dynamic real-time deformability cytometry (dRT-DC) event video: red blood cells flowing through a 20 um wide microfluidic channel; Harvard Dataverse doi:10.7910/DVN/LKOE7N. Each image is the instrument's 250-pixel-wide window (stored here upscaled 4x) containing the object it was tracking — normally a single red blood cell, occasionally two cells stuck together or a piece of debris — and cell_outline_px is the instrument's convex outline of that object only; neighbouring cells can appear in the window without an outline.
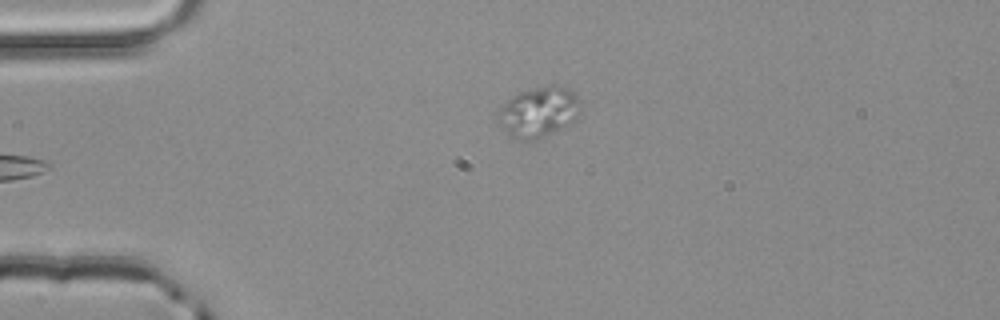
{"species": "common noctule bat (a hibernating species)", "species_latin": "Nyctalus noctula", "temperature_condition": "room temperature", "stored_images_in_passage": 4, "camera_frame_rate_fps": 3000, "um_per_image_px": 0.085, "animal": {"sex": "male", "body_mass_g": 20.4}, "frame": {"image": 1, "passage_image": 4, "time_ms": 1.0, "image_size_px": [1000, 320], "cell_outline_px": [[580, 112], [568, 124], [544, 136], [528, 140], [512, 140], [508, 136], [496, 116], [496, 112], [512, 96], [520, 92], [548, 84], [556, 84], [568, 88], [580, 100]], "centroid_in_image_um": [45.75, 9.5], "position_along_channel_um": 39.2, "area_um2": 24.1}}